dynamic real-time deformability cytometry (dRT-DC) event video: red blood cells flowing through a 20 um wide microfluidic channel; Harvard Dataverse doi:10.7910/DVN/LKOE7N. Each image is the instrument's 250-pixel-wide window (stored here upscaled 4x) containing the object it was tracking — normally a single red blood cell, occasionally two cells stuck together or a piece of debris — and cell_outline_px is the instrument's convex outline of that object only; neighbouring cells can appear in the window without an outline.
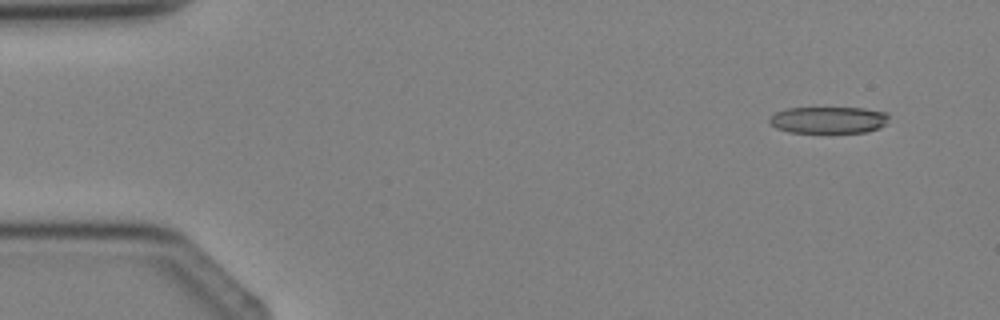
{"species": "Egyptian fruit bat (a non-hibernating species)", "species_latin": "Rousettus aegyptiacus", "temperature_condition": "cold", "stored_images_in_passage": 4, "segment_of_instrument_passage": [2, 2], "camera_frame_rate_fps": 3000, "um_per_image_px": 0.085, "animal": {"sex": "female"}, "frame": {"image": 1, "passage_image": 4, "time_ms": 3.667, "image_size_px": [1000, 320], "cell_outline_px": [[888, 116], [884, 124], [880, 128], [868, 132], [788, 132], [776, 128], [768, 120], [776, 112], [788, 108], [864, 108], [888, 112]], "centroid_in_image_um": [70.44, 10.19], "position_along_channel_um": 14.6, "area_um2": 18.5}}